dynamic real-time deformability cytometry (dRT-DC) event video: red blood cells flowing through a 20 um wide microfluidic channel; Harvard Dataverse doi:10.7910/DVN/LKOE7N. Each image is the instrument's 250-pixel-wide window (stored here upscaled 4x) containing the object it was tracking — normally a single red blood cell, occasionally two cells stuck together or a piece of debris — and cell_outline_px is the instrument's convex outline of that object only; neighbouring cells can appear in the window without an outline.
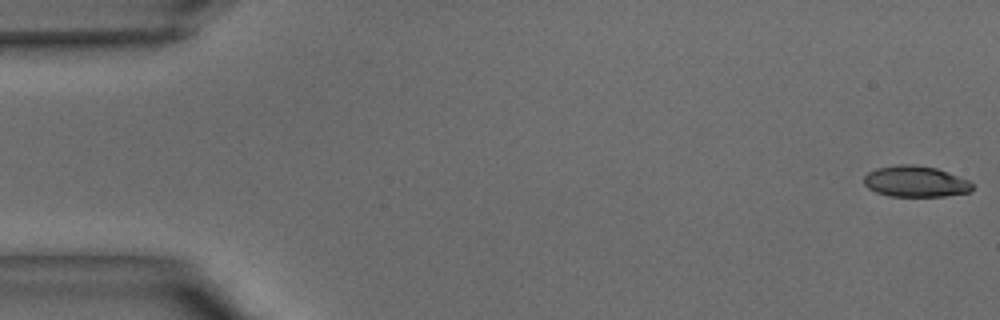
{"species": "common noctule bat (a hibernating species)", "species_latin": "Nyctalus noctula", "temperature_condition": "warm", "stored_images_in_passage": 37, "camera_frame_rate_fps": 3000, "um_per_image_px": 0.085, "animal": {"sex": "male", "body_mass_g": 15.6}, "frame": {"image": 1, "passage_image": 1, "time_ms": 0.0, "image_size_px": [1000, 320], "cell_outline_px": [[972, 192], [944, 196], [888, 196], [876, 192], [868, 188], [864, 184], [864, 176], [868, 172], [876, 168], [900, 164], [912, 164], [936, 168], [968, 180], [972, 184]], "centroid_in_image_um": [77.8, 15.43], "position_along_channel_um": 7.2, "area_um2": 19.59}}
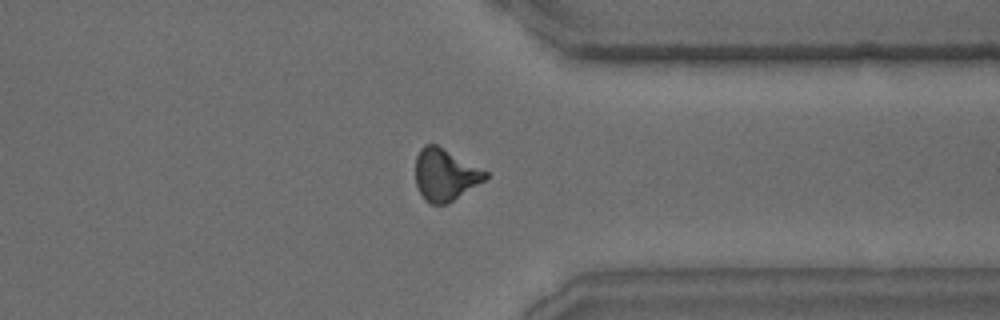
{"frame": {"image": 2, "passage_image": 31, "time_ms": 10.0, "image_size_px": [1000, 320], "cell_outline_px": [[488, 176], [484, 180], [448, 204], [432, 204], [424, 200], [416, 184], [416, 156], [420, 148], [424, 144], [436, 144], [488, 172]], "centroid_in_image_um": [37.81, 14.85], "position_along_channel_um": 373.6, "area_um2": 20.98}}
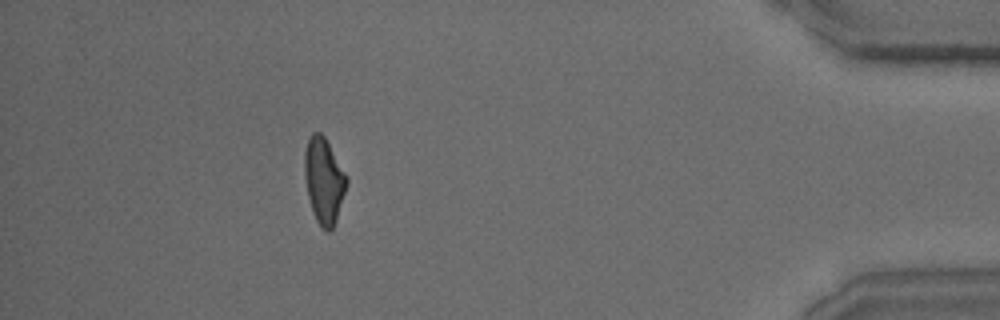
{"frame": {"image": 3, "passage_image": 36, "time_ms": 11.667, "image_size_px": [1000, 320], "cell_outline_px": [[348, 184], [336, 220], [332, 228], [328, 232], [316, 220], [312, 212], [308, 196], [304, 176], [304, 152], [308, 140], [312, 132], [320, 132], [324, 136], [348, 176]], "centroid_in_image_um": [27.53, 15.33], "position_along_channel_um": 407.7, "area_um2": 21.04}}